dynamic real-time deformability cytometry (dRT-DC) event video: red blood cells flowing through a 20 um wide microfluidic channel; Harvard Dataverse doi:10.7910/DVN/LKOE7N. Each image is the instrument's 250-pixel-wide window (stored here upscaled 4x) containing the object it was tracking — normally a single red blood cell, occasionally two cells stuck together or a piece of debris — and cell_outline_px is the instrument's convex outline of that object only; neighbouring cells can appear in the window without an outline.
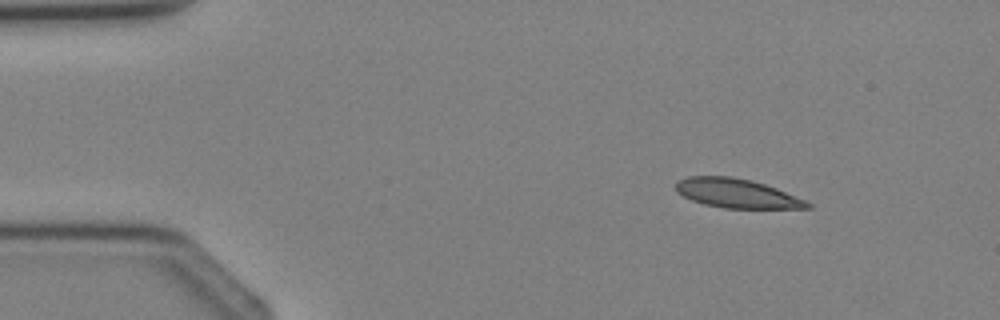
{"species": "Egyptian fruit bat (a non-hibernating species)", "species_latin": "Rousettus aegyptiacus", "temperature_condition": "cold", "stored_images_in_passage": 2, "camera_frame_rate_fps": 3000, "um_per_image_px": 0.085, "animal": {"sex": "female"}, "frame": {"image": 1, "passage_image": 1, "time_ms": 0.0, "image_size_px": [1000, 320], "cell_outline_px": [[812, 208], [724, 208], [704, 204], [692, 200], [676, 192], [676, 180], [688, 176], [732, 176], [752, 180], [776, 188], [804, 200], [812, 204]], "centroid_in_image_um": [62.59, 16.42], "position_along_channel_um": 22.4, "area_um2": 22.25}}
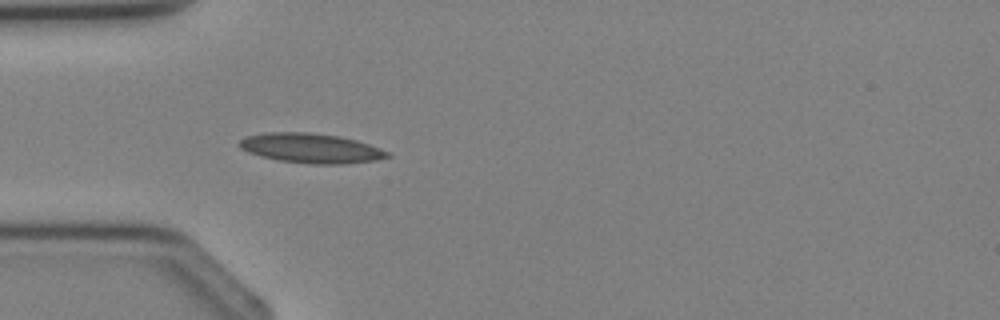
{"frame": {"image": 2, "passage_image": 2, "time_ms": 2.0, "image_size_px": [1000, 320], "cell_outline_px": [[392, 156], [376, 160], [344, 164], [308, 164], [280, 160], [260, 156], [248, 152], [240, 148], [236, 144], [244, 136], [268, 132], [308, 132], [340, 136], [356, 140], [392, 152]], "centroid_in_image_um": [26.43, 12.59], "position_along_channel_um": 58.6, "area_um2": 25.84}}